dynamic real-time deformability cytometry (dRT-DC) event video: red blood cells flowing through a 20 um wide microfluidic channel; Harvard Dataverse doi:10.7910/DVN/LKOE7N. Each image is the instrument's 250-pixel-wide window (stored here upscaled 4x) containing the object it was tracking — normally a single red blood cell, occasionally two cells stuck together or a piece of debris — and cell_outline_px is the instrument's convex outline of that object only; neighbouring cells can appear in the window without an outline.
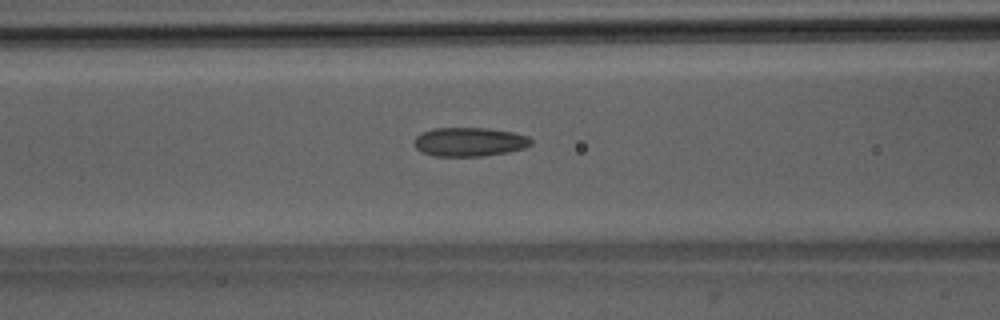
{"species": "Egyptian fruit bat (a non-hibernating species)", "species_latin": "Rousettus aegyptiacus", "temperature_condition": "room temperature", "stored_images_in_passage": 50, "camera_frame_rate_fps": 3000, "um_per_image_px": 0.085, "animal": {"sex": "male"}, "frame": {"image": 1, "passage_image": 20, "time_ms": 6.333, "image_size_px": [1000, 320], "cell_outline_px": [[532, 144], [524, 148], [508, 152], [484, 156], [432, 156], [416, 148], [416, 136], [432, 128], [488, 128], [512, 132], [528, 136], [532, 140]], "centroid_in_image_um": [39.94, 12.06], "position_along_channel_um": 126.7, "area_um2": 19.59}}
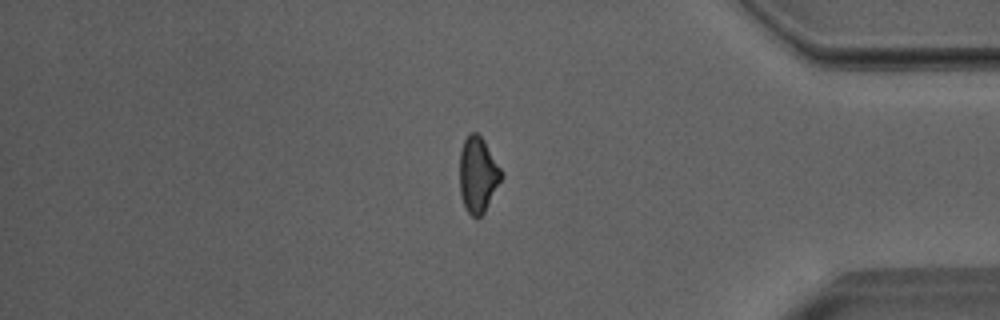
{"frame": {"image": 2, "passage_image": 42, "time_ms": 13.667, "image_size_px": [1000, 320], "cell_outline_px": [[504, 176], [484, 212], [476, 220], [468, 212], [464, 204], [460, 192], [460, 152], [464, 140], [468, 132], [476, 132], [484, 140], [504, 172]], "centroid_in_image_um": [40.64, 14.83], "position_along_channel_um": 394.6, "area_um2": 18.55}}
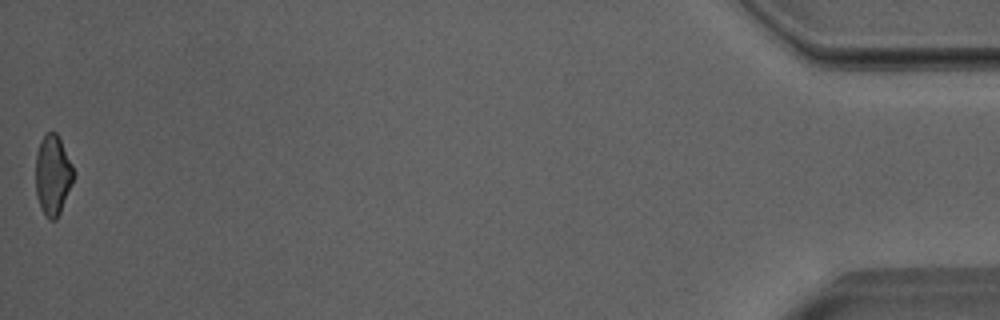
{"frame": {"image": 3, "passage_image": 50, "time_ms": 16.333, "image_size_px": [1000, 320], "cell_outline_px": [[76, 172], [72, 184], [60, 212], [56, 220], [48, 220], [40, 208], [36, 196], [36, 152], [40, 140], [44, 132], [56, 132]], "centroid_in_image_um": [4.48, 14.88], "position_along_channel_um": 430.7, "area_um2": 17.92}, "authors_computed_cell_mechanics": {"area_um2": 19.3341, "velocity_mm_per_s": 4.0145, "shape_relaxation_time_tau1_ms": null, "shape_relaxation_time_tau2_ms": 2.4271, "deformation_change_tau1": null, "deformation_change_tau2": 0.0995}}